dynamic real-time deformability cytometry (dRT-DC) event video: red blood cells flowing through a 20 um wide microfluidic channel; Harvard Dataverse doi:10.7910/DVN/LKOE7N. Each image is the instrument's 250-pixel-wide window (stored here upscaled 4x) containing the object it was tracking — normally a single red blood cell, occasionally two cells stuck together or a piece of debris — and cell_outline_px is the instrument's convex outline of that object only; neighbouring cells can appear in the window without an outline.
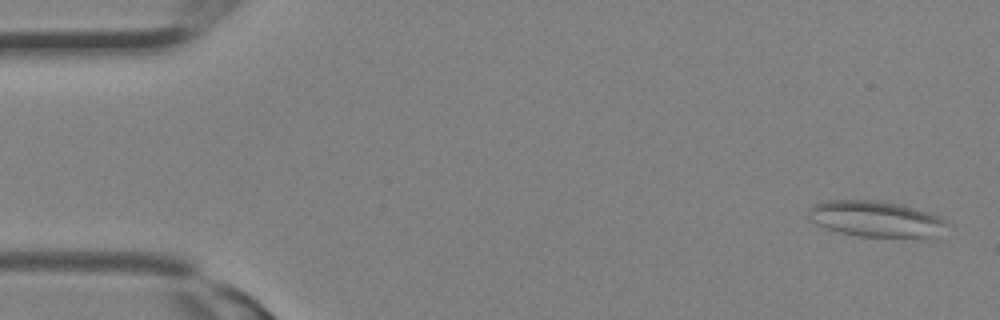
{"species": "Egyptian fruit bat (a non-hibernating species)", "species_latin": "Rousettus aegyptiacus", "temperature_condition": "room temperature", "stored_images_in_passage": 14, "camera_frame_rate_fps": 3000, "um_per_image_px": 0.085, "animal": {"sex": "female"}, "frame": {"image": 1, "passage_image": 1, "time_ms": 0.0, "image_size_px": [1000, 320], "cell_outline_px": [[948, 224], [928, 240], [860, 236], [840, 232], [828, 228], [812, 220], [808, 216], [808, 208], [812, 204], [828, 200], [872, 200], [904, 204], [932, 212], [940, 216]], "centroid_in_image_um": [74.53, 18.62], "position_along_channel_um": 10.5, "area_um2": 29.65}}
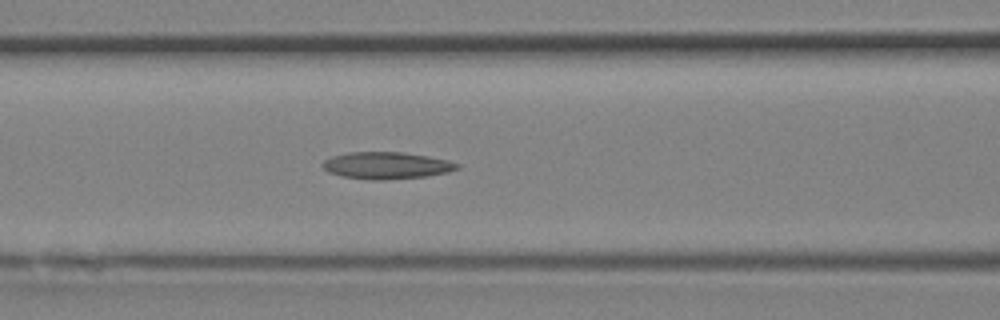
{"frame": {"image": 2, "passage_image": 12, "time_ms": 3.667, "image_size_px": [1000, 320], "cell_outline_px": [[460, 168], [448, 172], [428, 176], [380, 180], [372, 180], [344, 176], [328, 172], [320, 164], [324, 160], [332, 156], [348, 152], [404, 152], [428, 156], [448, 160], [460, 164]], "centroid_in_image_um": [32.87, 14.06], "position_along_channel_um": 133.7, "area_um2": 21.15}}
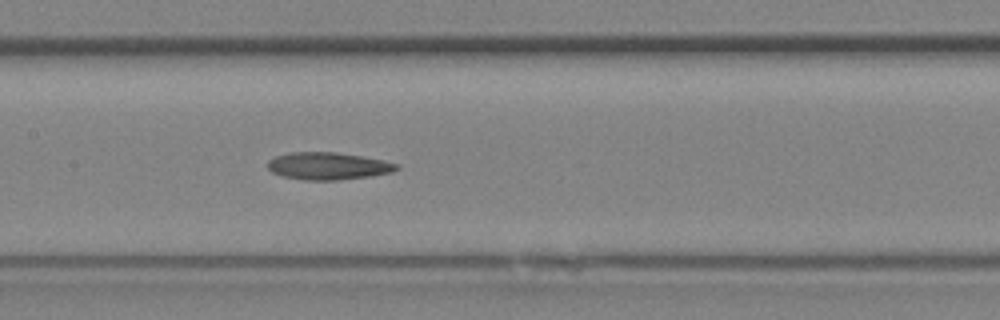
{"frame": {"image": 3, "passage_image": 14, "time_ms": 4.333, "image_size_px": [1000, 320], "cell_outline_px": [[400, 168], [392, 172], [372, 176], [336, 180], [304, 180], [284, 176], [272, 172], [268, 168], [268, 160], [276, 156], [292, 152], [336, 152], [384, 160], [400, 164]], "centroid_in_image_um": [27.92, 14.11], "position_along_channel_um": 179.5, "area_um2": 20.52}}